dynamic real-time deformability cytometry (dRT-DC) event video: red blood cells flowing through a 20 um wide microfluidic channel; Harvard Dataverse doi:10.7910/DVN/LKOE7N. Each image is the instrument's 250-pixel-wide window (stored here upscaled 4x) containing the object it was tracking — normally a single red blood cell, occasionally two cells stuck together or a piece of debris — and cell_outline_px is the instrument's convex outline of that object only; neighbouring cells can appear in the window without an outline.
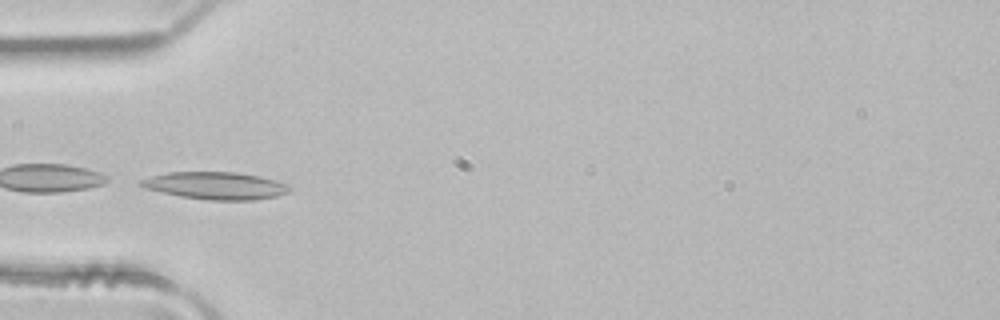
{"species": "common noctule bat (a hibernating species)", "species_latin": "Nyctalus noctula", "temperature_condition": "room temperature", "stored_images_in_passage": 3, "camera_frame_rate_fps": 3000, "um_per_image_px": 0.085, "animal": {"sex": "male", "body_mass_g": 21.5, "forearm_length_mm": 52.0}, "frame": {"image": 1, "passage_image": 2, "time_ms": 0.333, "image_size_px": [1000, 320], "cell_outline_px": [[292, 188], [288, 192], [276, 196], [252, 200], [208, 200], [180, 196], [160, 192], [136, 184], [140, 180], [152, 176], [168, 172], [236, 172], [260, 176], [276, 180], [288, 184]], "centroid_in_image_um": [18.34, 15.78], "position_along_channel_um": 66.7, "area_um2": 23.7}}